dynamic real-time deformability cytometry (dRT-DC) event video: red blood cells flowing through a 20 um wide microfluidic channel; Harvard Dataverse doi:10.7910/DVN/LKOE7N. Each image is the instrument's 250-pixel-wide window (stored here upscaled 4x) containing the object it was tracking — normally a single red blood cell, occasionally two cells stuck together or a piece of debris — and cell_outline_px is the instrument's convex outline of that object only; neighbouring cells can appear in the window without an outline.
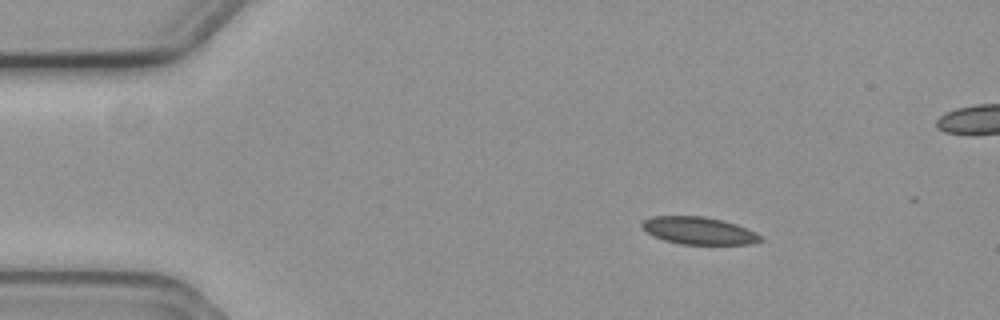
{"species": "common noctule bat (a hibernating species)", "species_latin": "Nyctalus noctula", "temperature_condition": "cold", "stored_images_in_passage": 4, "camera_frame_rate_fps": 3000, "um_per_image_px": 0.085, "animal": {"sex": "female", "body_mass_g": 19.3, "forearm_length_mm": 54.1}, "frame": {"image": 1, "passage_image": 1, "time_ms": 0.0, "image_size_px": [1000, 320], "cell_outline_px": [[764, 240], [752, 244], [680, 244], [664, 240], [640, 228], [640, 224], [644, 220], [652, 216], [704, 216], [736, 224], [756, 232], [764, 236]], "centroid_in_image_um": [59.42, 19.61], "position_along_channel_um": 25.6, "area_um2": 18.96}}